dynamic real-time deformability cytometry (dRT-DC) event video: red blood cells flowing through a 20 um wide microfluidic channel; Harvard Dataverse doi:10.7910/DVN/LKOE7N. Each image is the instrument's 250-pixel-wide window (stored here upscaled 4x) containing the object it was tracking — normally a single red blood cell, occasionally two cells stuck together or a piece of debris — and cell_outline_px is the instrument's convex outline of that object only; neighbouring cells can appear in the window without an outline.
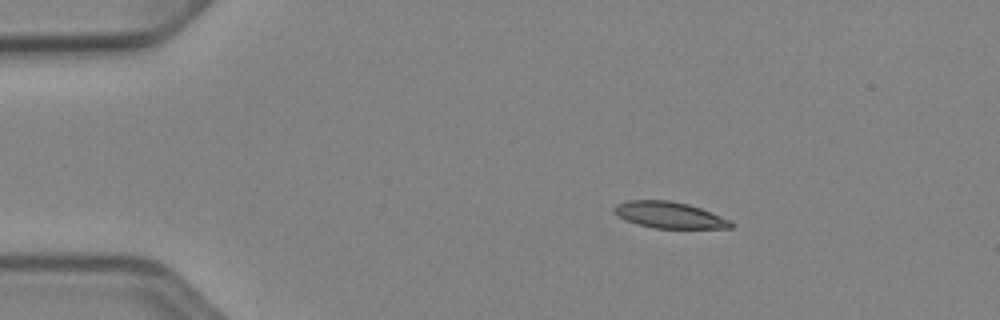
{"species": "Egyptian fruit bat (a non-hibernating species)", "species_latin": "Rousettus aegyptiacus", "temperature_condition": "cold", "stored_images_in_passage": 44, "camera_frame_rate_fps": 3000, "um_per_image_px": 0.085, "animal": {"sex": "female"}, "frame": {"image": 1, "passage_image": 1, "time_ms": 0.0, "image_size_px": [1000, 320], "cell_outline_px": [[736, 224], [732, 228], [656, 228], [636, 224], [624, 220], [616, 216], [612, 212], [612, 208], [616, 204], [628, 200], [672, 200], [688, 204], [700, 208], [732, 220]], "centroid_in_image_um": [56.87, 18.27], "position_along_channel_um": 28.1, "area_um2": 18.26}}
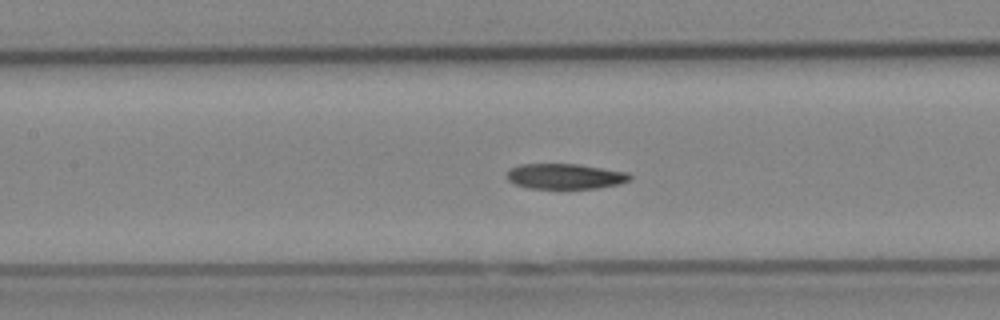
{"frame": {"image": 2, "passage_image": 16, "time_ms": 5.0, "image_size_px": [1000, 320], "cell_outline_px": [[632, 180], [620, 184], [600, 188], [528, 188], [516, 184], [508, 180], [504, 176], [508, 168], [520, 164], [580, 164], [628, 172], [632, 176]], "centroid_in_image_um": [48.04, 14.98], "position_along_channel_um": 159.4, "area_um2": 18.5}}
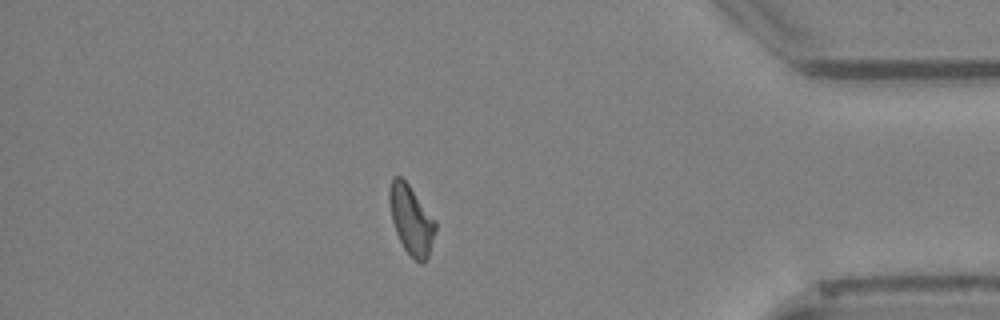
{"frame": {"image": 3, "passage_image": 37, "time_ms": 12.0, "image_size_px": [1000, 320], "cell_outline_px": [[436, 228], [428, 256], [424, 260], [416, 260], [404, 248], [396, 232], [392, 220], [388, 200], [388, 192], [392, 180], [396, 176], [400, 176], [408, 184], [436, 220]], "centroid_in_image_um": [34.94, 18.64], "position_along_channel_um": 400.3, "area_um2": 18.09}, "authors_computed_cell_mechanics": {"area_um2": 18.7272, "velocity_mm_per_s": 3.9255, "shape_relaxation_time_tau1_ms": 8.8185, "shape_relaxation_time_tau2_ms": null, "deformation_change_tau1": 0.186, "deformation_change_tau2": null}}